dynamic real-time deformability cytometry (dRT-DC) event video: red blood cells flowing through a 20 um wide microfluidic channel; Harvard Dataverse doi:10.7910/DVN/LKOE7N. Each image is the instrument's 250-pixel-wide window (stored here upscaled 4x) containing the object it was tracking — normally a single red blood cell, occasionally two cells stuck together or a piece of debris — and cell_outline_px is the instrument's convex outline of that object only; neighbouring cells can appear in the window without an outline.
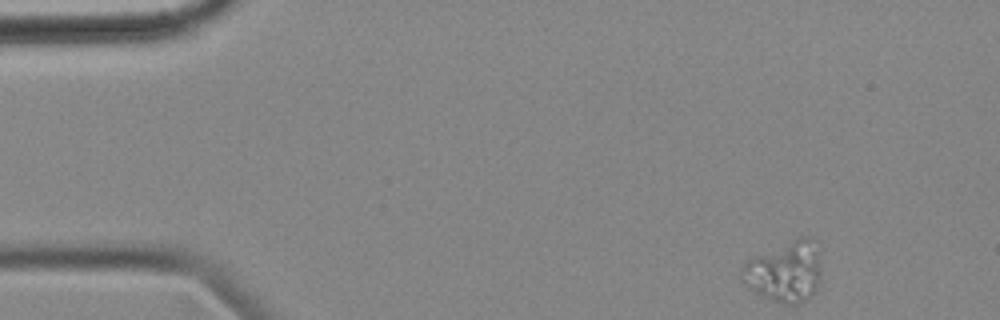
{"species": "common noctule bat (a hibernating species)", "species_latin": "Nyctalus noctula", "temperature_condition": "cold", "stored_images_in_passage": 53, "camera_frame_rate_fps": 3000, "um_per_image_px": 0.085, "animal": {"sex": "female", "body_mass_g": 18.4}, "frame": {"image": 1, "passage_image": 1, "time_ms": 0.0, "image_size_px": [1000, 320], "cell_outline_px": [[820, 280], [816, 288], [804, 300], [796, 304], [784, 304], [764, 296], [748, 288], [740, 280], [740, 276], [744, 264], [748, 260], [756, 256], [800, 236], [812, 236], [820, 252]], "centroid_in_image_um": [66.73, 23.06], "position_along_channel_um": 18.3, "area_um2": 27.98}}
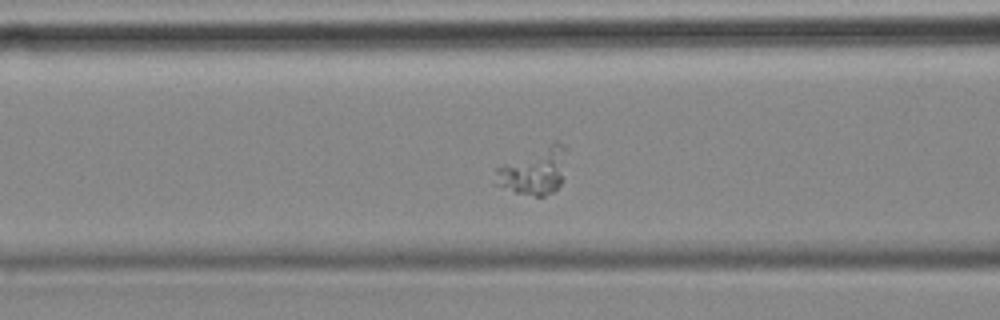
{"frame": {"image": 2, "passage_image": 18, "time_ms": 5.667, "image_size_px": [1000, 320], "cell_outline_px": [[568, 148], [560, 184], [552, 192], [544, 196], [536, 196], [516, 192], [496, 184], [496, 168], [504, 164], [556, 140], [564, 144]], "centroid_in_image_um": [45.45, 14.51], "position_along_channel_um": 121.2, "area_um2": 19.07}}
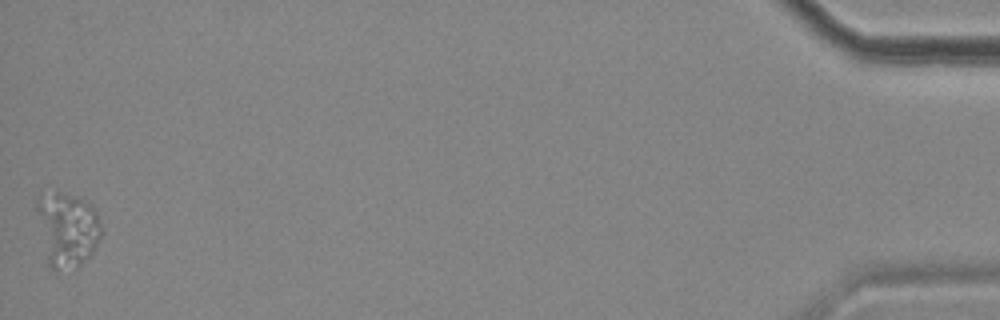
{"frame": {"image": 3, "passage_image": 53, "time_ms": 17.333, "image_size_px": [1000, 320], "cell_outline_px": [[104, 232], [92, 252], [76, 268], [56, 272], [48, 264], [36, 208], [36, 196], [40, 192], [60, 192], [76, 196], [92, 204], [96, 212]], "centroid_in_image_um": [5.72, 19.46], "position_along_channel_um": 429.5, "area_um2": 28.26}}